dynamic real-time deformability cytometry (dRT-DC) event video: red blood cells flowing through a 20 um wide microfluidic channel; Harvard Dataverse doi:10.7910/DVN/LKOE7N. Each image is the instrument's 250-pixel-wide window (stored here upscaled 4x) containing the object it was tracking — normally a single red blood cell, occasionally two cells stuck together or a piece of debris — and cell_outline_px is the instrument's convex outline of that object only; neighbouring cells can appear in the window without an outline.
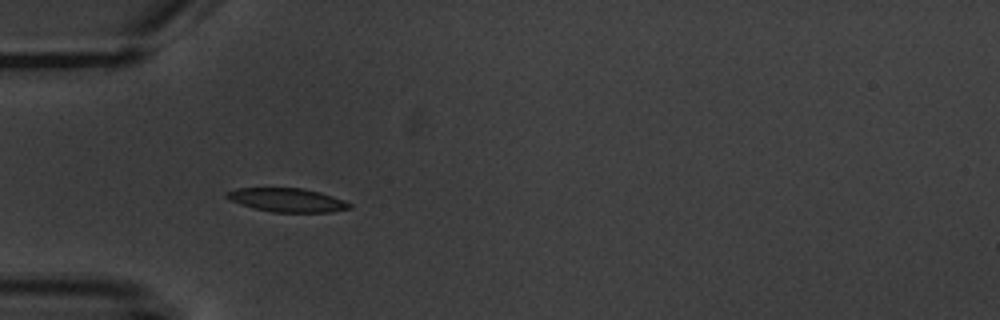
{"species": "common noctule bat (a hibernating species)", "species_latin": "Nyctalus noctula", "temperature_condition": "warm", "stored_images_in_passage": 7, "camera_frame_rate_fps": 3000, "um_per_image_px": 0.085, "animal": {"sex": "male", "body_mass_g": 20.1, "forearm_length_mm": 53.5}, "frame": {"image": 1, "passage_image": 5, "time_ms": 4.667, "image_size_px": [1000, 320], "cell_outline_px": [[352, 208], [332, 212], [272, 212], [256, 208], [228, 200], [224, 196], [224, 192], [236, 188], [300, 188], [320, 192], [344, 200], [352, 204]], "centroid_in_image_um": [24.4, 17.0], "position_along_channel_um": 60.6, "area_um2": 16.99}}
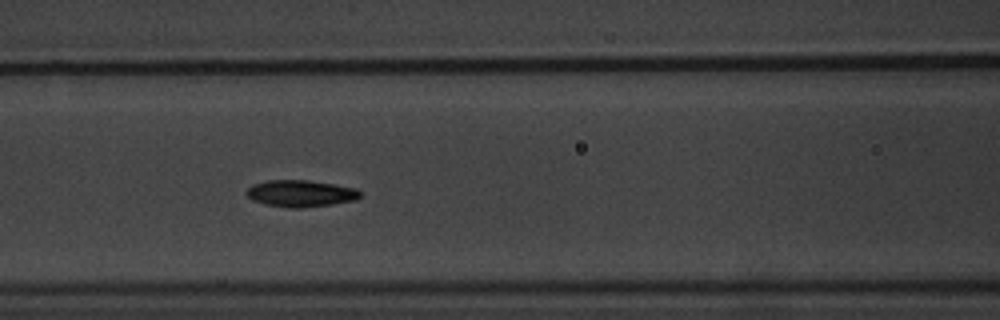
{"frame": {"image": 2, "passage_image": 7, "time_ms": 7.0, "image_size_px": [1000, 320], "cell_outline_px": [[360, 196], [356, 200], [332, 204], [300, 208], [288, 208], [264, 204], [252, 200], [244, 192], [252, 184], [268, 180], [308, 180], [356, 188], [360, 192]], "centroid_in_image_um": [25.52, 16.44], "position_along_channel_um": 141.1, "area_um2": 17.74}}